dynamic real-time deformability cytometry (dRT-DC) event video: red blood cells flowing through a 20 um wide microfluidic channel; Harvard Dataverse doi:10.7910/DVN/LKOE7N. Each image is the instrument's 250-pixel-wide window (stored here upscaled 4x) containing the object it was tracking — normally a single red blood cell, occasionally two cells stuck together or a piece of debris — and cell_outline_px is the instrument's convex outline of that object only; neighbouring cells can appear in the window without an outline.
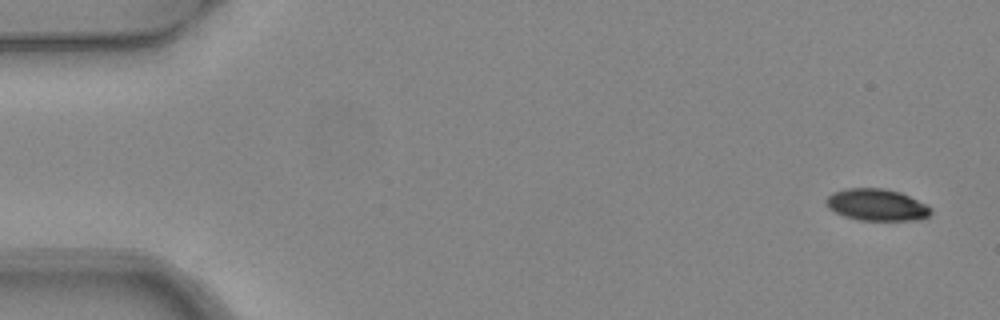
{"species": "common noctule bat (a hibernating species)", "species_latin": "Nyctalus noctula", "temperature_condition": "warm", "stored_images_in_passage": 5, "camera_frame_rate_fps": 3000, "um_per_image_px": 0.085, "animal": {"sex": "female", "body_mass_g": 24.6, "forearm_length_mm": 56.2}, "frame": {"image": 1, "passage_image": 1, "time_ms": 0.0, "image_size_px": [1000, 320], "cell_outline_px": [[932, 212], [928, 216], [920, 220], [860, 220], [844, 216], [828, 208], [824, 200], [832, 192], [844, 188], [880, 188], [900, 192], [928, 204], [932, 208]], "centroid_in_image_um": [74.53, 17.41], "position_along_channel_um": 10.5, "area_um2": 19.59}}
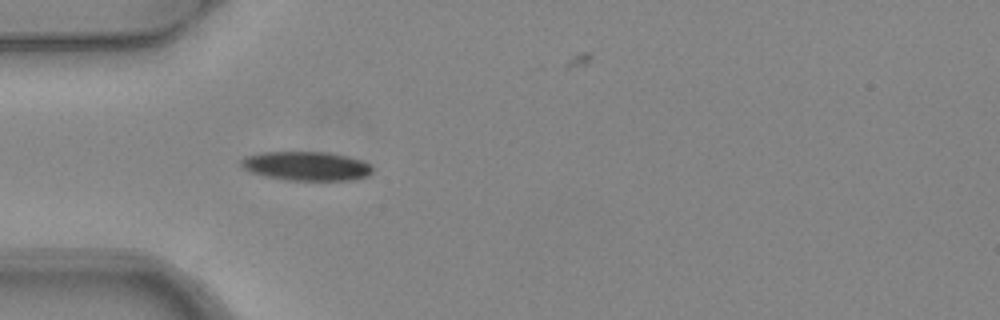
{"frame": {"image": 2, "passage_image": 5, "time_ms": 1.333, "image_size_px": [1000, 320], "cell_outline_px": [[372, 172], [368, 176], [352, 180], [284, 180], [264, 176], [252, 172], [244, 168], [240, 164], [240, 160], [244, 156], [264, 152], [324, 152], [344, 156], [360, 160], [368, 164], [372, 168]], "centroid_in_image_um": [26.0, 14.12], "position_along_channel_um": 59.0, "area_um2": 22.08}}